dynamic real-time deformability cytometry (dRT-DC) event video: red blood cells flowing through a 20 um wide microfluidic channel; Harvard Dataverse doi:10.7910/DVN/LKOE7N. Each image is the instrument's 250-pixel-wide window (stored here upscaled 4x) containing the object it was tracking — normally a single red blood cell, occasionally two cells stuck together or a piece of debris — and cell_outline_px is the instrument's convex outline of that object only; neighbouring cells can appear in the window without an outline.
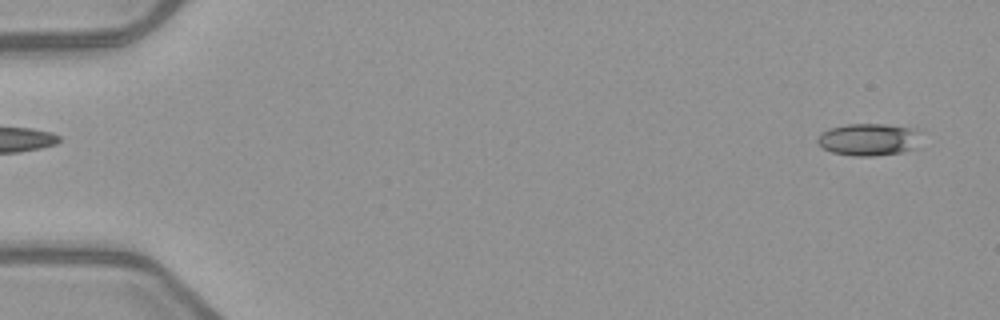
{"species": "common noctule bat (a hibernating species)", "species_latin": "Nyctalus noctula", "temperature_condition": "warm", "stored_images_in_passage": 5, "segment_of_instrument_passage": [2, 2], "camera_frame_rate_fps": 3000, "um_per_image_px": 0.085, "animal": {"sex": "female", "body_mass_g": 21.9}, "frame": {"image": 1, "passage_image": 5, "time_ms": 5.667, "image_size_px": [1000, 320], "cell_outline_px": [[920, 132], [916, 148], [900, 152], [872, 156], [852, 156], [832, 152], [824, 148], [816, 140], [820, 132], [828, 128], [848, 124], [884, 124], [916, 128]], "centroid_in_image_um": [73.83, 11.85], "position_along_channel_um": 11.2, "area_um2": 19.54}}